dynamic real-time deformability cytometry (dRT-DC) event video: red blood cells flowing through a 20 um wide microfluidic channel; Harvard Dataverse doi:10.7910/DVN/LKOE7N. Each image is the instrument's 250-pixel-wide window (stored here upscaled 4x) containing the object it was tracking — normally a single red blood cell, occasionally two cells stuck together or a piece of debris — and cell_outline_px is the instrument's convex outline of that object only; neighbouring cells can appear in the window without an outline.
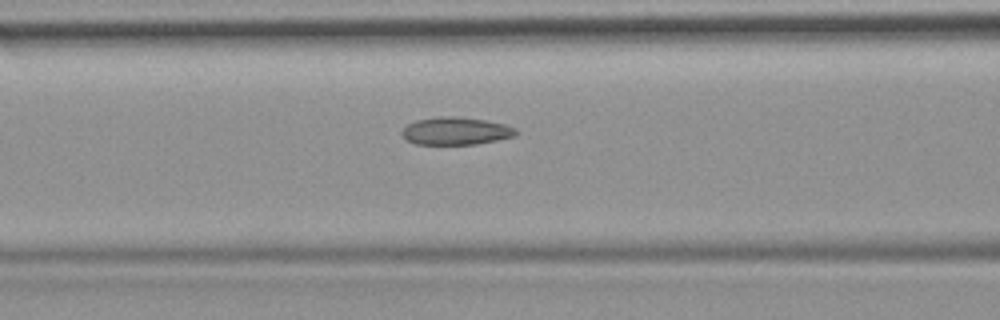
{"species": "common noctule bat (a hibernating species)", "species_latin": "Nyctalus noctula", "temperature_condition": "room temperature", "stored_images_in_passage": 6, "camera_frame_rate_fps": 3000, "um_per_image_px": 0.085, "animal": {"sex": "female", "body_mass_g": 19.9}, "frame": {"image": 1, "passage_image": 6, "time_ms": 7.0, "image_size_px": [1000, 320], "cell_outline_px": [[516, 136], [476, 144], [416, 144], [404, 140], [400, 132], [408, 124], [416, 120], [440, 116], [456, 116], [484, 120], [504, 124], [516, 128]], "centroid_in_image_um": [38.71, 11.13], "position_along_channel_um": 127.9, "area_um2": 18.38}}